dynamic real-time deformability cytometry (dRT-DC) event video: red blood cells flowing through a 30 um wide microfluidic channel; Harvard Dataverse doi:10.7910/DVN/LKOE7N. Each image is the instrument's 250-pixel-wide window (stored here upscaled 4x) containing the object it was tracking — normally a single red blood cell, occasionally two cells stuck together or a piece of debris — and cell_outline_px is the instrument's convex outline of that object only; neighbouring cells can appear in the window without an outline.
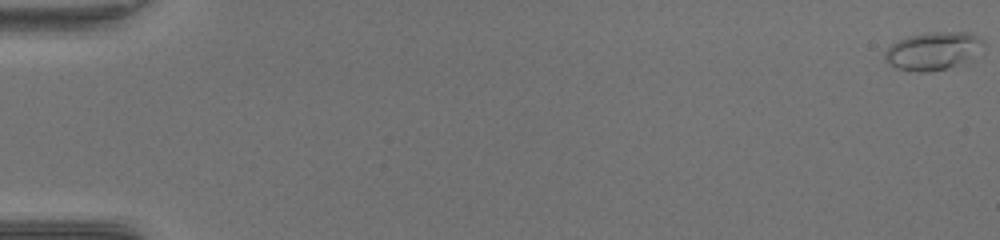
{"species": "common noctule bat (a hibernating species)", "species_latin": "Nyctalus noctula", "temperature_condition": "warm", "stored_images_in_passage": 54, "camera_frame_rate_fps": 3000, "um_per_image_px": 0.085, "animal": {"sex": "female", "body_mass_g": 17.0, "forearm_length_mm": 48.0}, "frame": {"image": 1, "passage_image": 1, "time_ms": 0.0, "image_size_px": [1000, 240], "cell_outline_px": [[984, 48], [956, 64], [948, 68], [928, 72], [916, 72], [896, 68], [884, 60], [884, 52], [892, 44], [908, 36], [928, 32], [968, 32], [980, 36], [984, 40]], "centroid_in_image_um": [79.28, 4.31], "position_along_channel_um": 5.7, "area_um2": 21.56}}
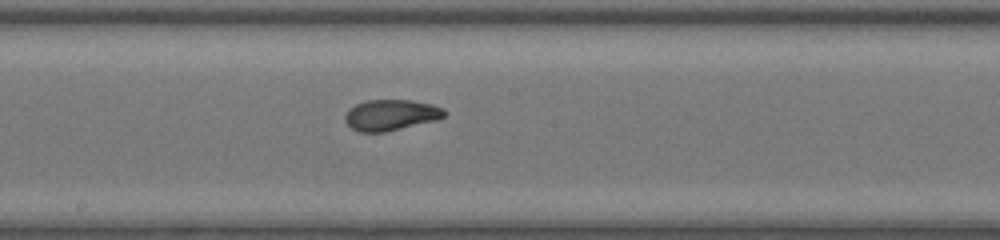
{"frame": {"image": 2, "passage_image": 31, "time_ms": 10.0, "image_size_px": [1000, 240], "cell_outline_px": [[444, 116], [436, 120], [384, 132], [360, 132], [352, 128], [344, 120], [344, 116], [356, 104], [368, 100], [412, 100], [432, 104], [444, 108]], "centroid_in_image_um": [33.23, 9.77], "position_along_channel_um": 215.0, "area_um2": 17.63}}
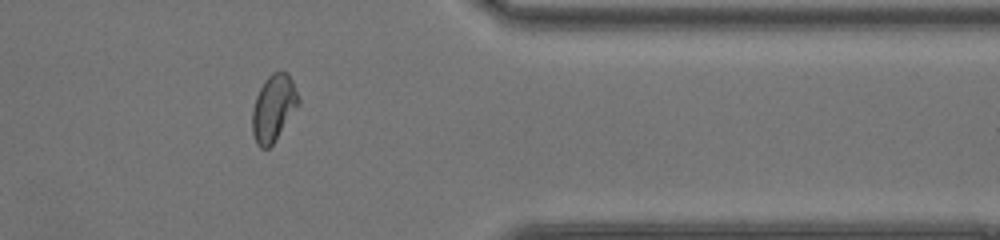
{"frame": {"image": 3, "passage_image": 45, "time_ms": 14.667, "image_size_px": [1000, 240], "cell_outline_px": [[300, 104], [272, 144], [268, 148], [260, 148], [256, 144], [252, 132], [252, 108], [256, 96], [264, 80], [272, 72], [288, 72], [292, 80], [300, 100]], "centroid_in_image_um": [23.24, 9.17], "position_along_channel_um": 388.2, "area_um2": 17.92}, "authors_computed_cell_mechanics": {"area_um2": 18.0336, "velocity_mm_per_s": 3.9945, "shape_relaxation_time_tau1_ms": 5.3088, "shape_relaxation_time_tau2_ms": 0.8484, "deformation_change_tau1": 0.2027, "deformation_change_tau2": 0.0563}}